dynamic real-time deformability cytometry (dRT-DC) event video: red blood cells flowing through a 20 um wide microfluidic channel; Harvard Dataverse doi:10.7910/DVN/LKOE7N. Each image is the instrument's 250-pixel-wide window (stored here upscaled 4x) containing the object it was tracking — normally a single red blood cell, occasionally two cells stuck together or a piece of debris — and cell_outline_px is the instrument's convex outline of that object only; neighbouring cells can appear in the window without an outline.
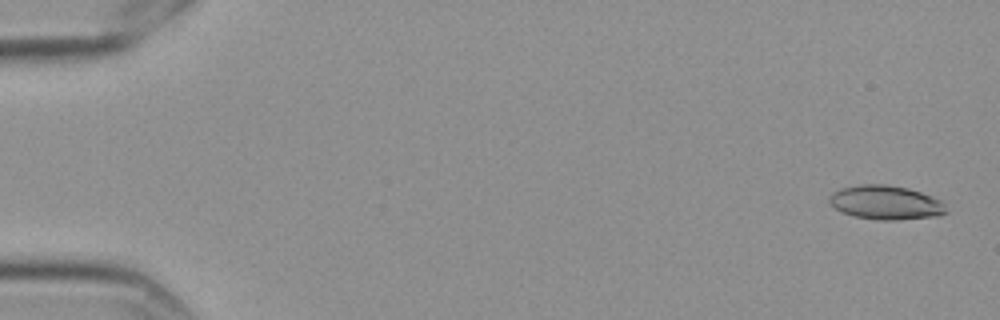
{"species": "Egyptian fruit bat (a non-hibernating species)", "species_latin": "Rousettus aegyptiacus", "temperature_condition": "cold", "stored_images_in_passage": 6, "camera_frame_rate_fps": 3000, "um_per_image_px": 0.085, "frame": {"image": 1, "passage_image": 1, "time_ms": 0.0, "image_size_px": [1000, 320], "cell_outline_px": [[948, 212], [940, 216], [896, 220], [880, 220], [852, 216], [836, 208], [828, 200], [828, 196], [832, 192], [840, 188], [860, 184], [884, 184], [908, 188], [932, 196], [940, 200], [944, 204]], "centroid_in_image_um": [75.3, 17.21], "position_along_channel_um": 9.7, "area_um2": 23.29}}
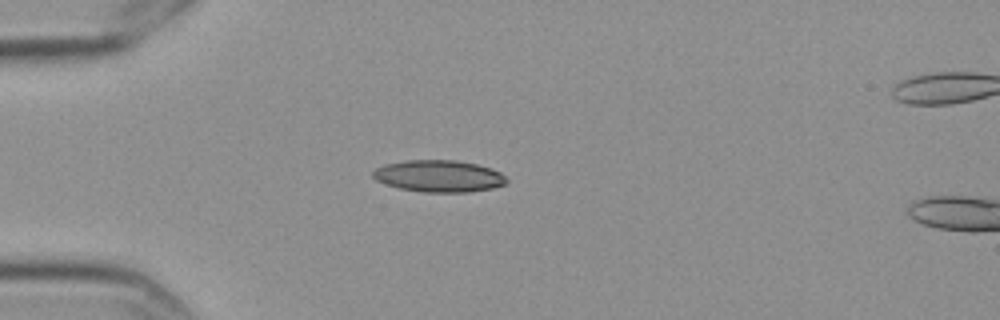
{"frame": {"image": 2, "passage_image": 5, "time_ms": 1.333, "image_size_px": [1000, 320], "cell_outline_px": [[508, 184], [492, 188], [468, 192], [424, 192], [400, 188], [376, 180], [372, 176], [372, 172], [376, 168], [384, 164], [408, 160], [456, 160], [476, 164], [492, 168], [500, 172], [508, 180]], "centroid_in_image_um": [37.33, 14.96], "position_along_channel_um": 47.7, "area_um2": 24.8}}